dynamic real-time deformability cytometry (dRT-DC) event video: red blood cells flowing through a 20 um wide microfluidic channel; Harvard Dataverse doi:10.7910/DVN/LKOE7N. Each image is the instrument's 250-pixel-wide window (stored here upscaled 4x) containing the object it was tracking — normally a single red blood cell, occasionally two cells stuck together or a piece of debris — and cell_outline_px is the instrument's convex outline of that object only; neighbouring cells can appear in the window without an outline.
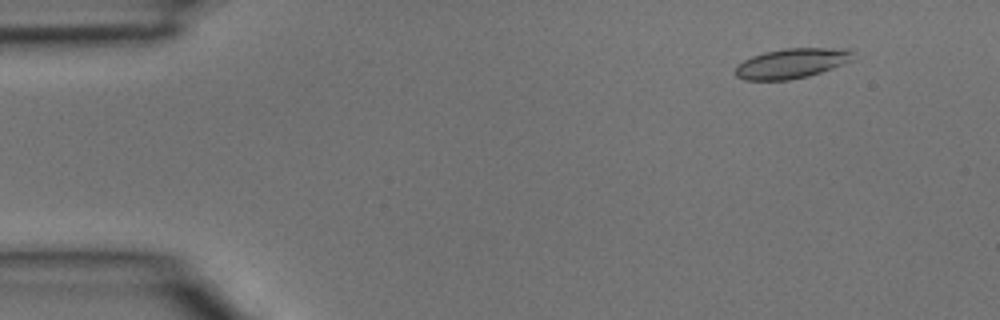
{"species": "common noctule bat (a hibernating species)", "species_latin": "Nyctalus noctula", "temperature_condition": "room temperature", "stored_images_in_passage": 4, "camera_frame_rate_fps": 3000, "um_per_image_px": 0.085, "animal": {"sex": "male", "body_mass_g": 15.6}, "frame": {"image": 1, "passage_image": 1, "time_ms": 0.0, "image_size_px": [1000, 320], "cell_outline_px": [[852, 60], [832, 68], [808, 76], [788, 80], [744, 80], [736, 76], [732, 72], [736, 64], [752, 56], [764, 52], [784, 48], [848, 48], [852, 52]], "centroid_in_image_um": [67.22, 5.38], "position_along_channel_um": 17.8, "area_um2": 20.63}}
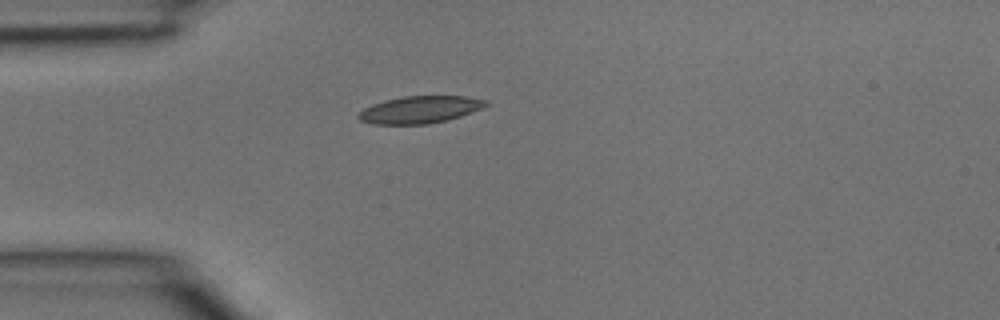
{"frame": {"image": 2, "passage_image": 3, "time_ms": 0.667, "image_size_px": [1000, 320], "cell_outline_px": [[492, 104], [484, 108], [448, 120], [428, 124], [372, 124], [360, 120], [356, 116], [364, 108], [372, 104], [384, 100], [404, 96], [464, 96], [488, 100]], "centroid_in_image_um": [35.73, 9.31], "position_along_channel_um": 49.3, "area_um2": 20.4}}